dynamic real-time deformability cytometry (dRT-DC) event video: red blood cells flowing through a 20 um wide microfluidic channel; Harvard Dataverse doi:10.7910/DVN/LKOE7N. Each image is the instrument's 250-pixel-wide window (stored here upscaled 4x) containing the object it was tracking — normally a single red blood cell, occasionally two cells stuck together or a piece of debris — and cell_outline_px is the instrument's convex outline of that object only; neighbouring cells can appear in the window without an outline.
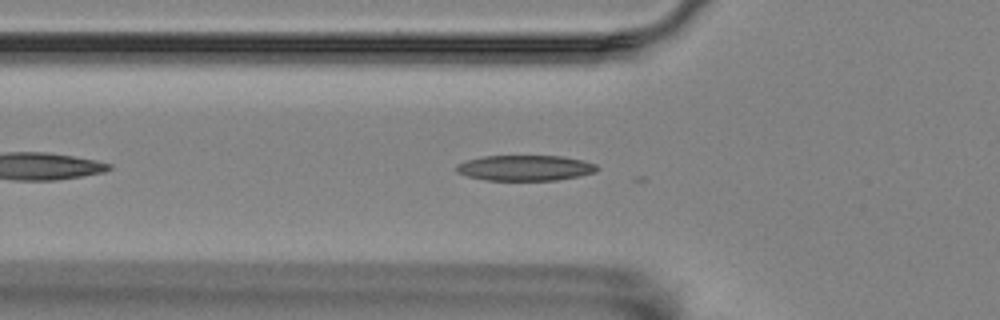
{"species": "Egyptian fruit bat (a non-hibernating species)", "species_latin": "Rousettus aegyptiacus", "temperature_condition": "room temperature", "stored_images_in_passage": 22, "camera_frame_rate_fps": 3000, "um_per_image_px": 0.085, "animal": {"sex": "female"}, "frame": {"image": 1, "passage_image": 4, "time_ms": 1.0, "image_size_px": [1000, 320], "cell_outline_px": [[600, 168], [596, 172], [556, 180], [484, 180], [468, 176], [456, 172], [456, 164], [468, 160], [484, 156], [560, 156], [580, 160], [596, 164]], "centroid_in_image_um": [44.62, 14.27], "position_along_channel_um": 81.2, "area_um2": 20.75}}
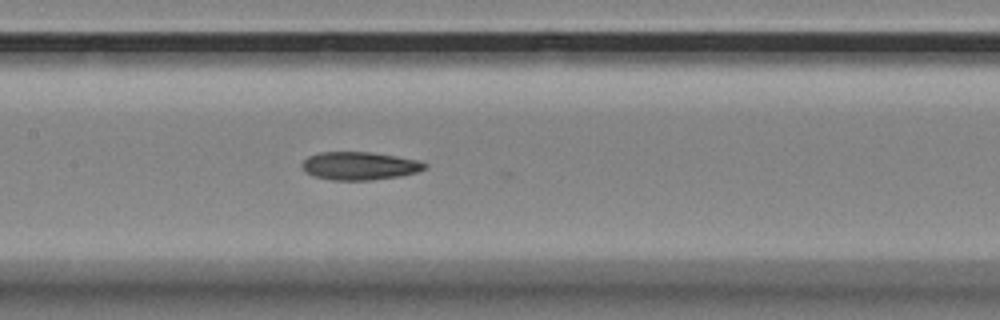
{"frame": {"image": 2, "passage_image": 12, "time_ms": 3.667, "image_size_px": [1000, 320], "cell_outline_px": [[428, 168], [416, 172], [400, 176], [372, 180], [332, 180], [312, 176], [304, 172], [300, 164], [308, 156], [320, 152], [372, 152], [396, 156], [416, 160], [428, 164]], "centroid_in_image_um": [30.53, 14.1], "position_along_channel_um": 176.9, "area_um2": 20.23}}
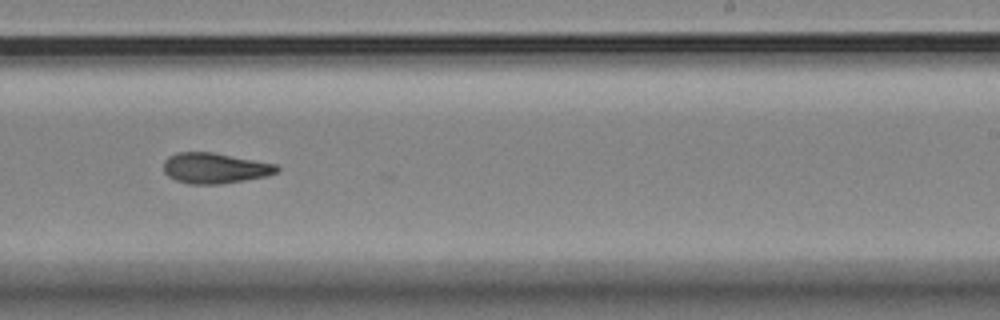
{"frame": {"image": 3, "passage_image": 20, "time_ms": 6.333, "image_size_px": [1000, 320], "cell_outline_px": [[280, 168], [276, 172], [268, 176], [224, 184], [188, 184], [176, 180], [168, 176], [164, 172], [164, 160], [168, 156], [176, 152], [212, 152], [276, 164]], "centroid_in_image_um": [18.25, 14.3], "position_along_channel_um": 270.8, "area_um2": 20.29}}